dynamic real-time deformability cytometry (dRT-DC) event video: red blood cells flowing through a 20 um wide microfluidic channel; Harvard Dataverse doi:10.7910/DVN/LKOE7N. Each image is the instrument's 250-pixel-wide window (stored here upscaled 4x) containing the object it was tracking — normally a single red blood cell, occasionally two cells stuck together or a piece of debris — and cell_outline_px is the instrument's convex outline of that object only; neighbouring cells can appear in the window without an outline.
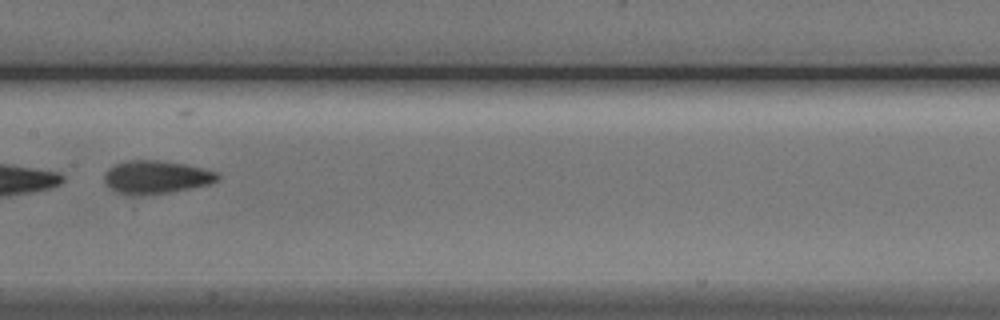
{"species": "Egyptian fruit bat (a non-hibernating species)", "species_latin": "Rousettus aegyptiacus", "temperature_condition": "cold", "stored_images_in_passage": 6, "camera_frame_rate_fps": 3000, "um_per_image_px": 0.085, "animal": {"sex": "male"}, "frame": {"image": 1, "passage_image": 5, "time_ms": 5.0, "image_size_px": [1000, 320], "cell_outline_px": [[220, 180], [208, 184], [168, 192], [140, 196], [116, 192], [108, 188], [104, 180], [104, 172], [108, 168], [116, 164], [128, 160], [156, 160], [184, 164], [216, 172], [220, 176]], "centroid_in_image_um": [13.22, 15.06], "position_along_channel_um": 194.2, "area_um2": 21.73}}